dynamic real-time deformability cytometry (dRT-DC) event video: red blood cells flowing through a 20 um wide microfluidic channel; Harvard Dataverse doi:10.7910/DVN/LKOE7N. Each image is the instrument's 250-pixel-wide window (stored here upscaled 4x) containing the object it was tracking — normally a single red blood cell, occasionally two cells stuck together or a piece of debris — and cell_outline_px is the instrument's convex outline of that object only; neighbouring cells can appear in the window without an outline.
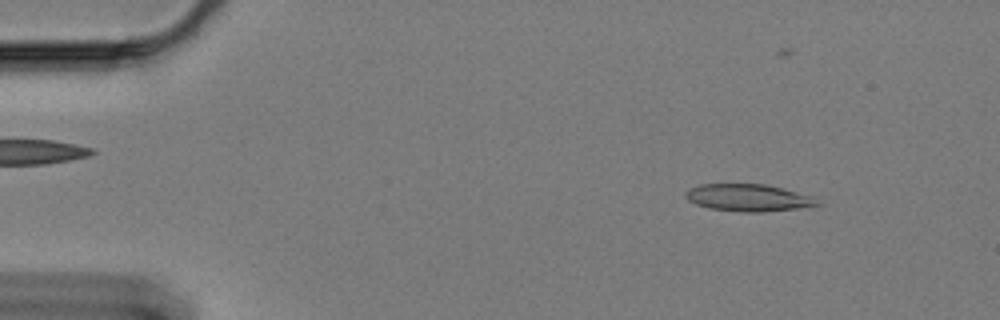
{"species": "Egyptian fruit bat (a non-hibernating species)", "species_latin": "Rousettus aegyptiacus", "temperature_condition": "cold", "stored_images_in_passage": 55, "camera_frame_rate_fps": 3000, "um_per_image_px": 0.085, "animal": {"sex": "female"}, "frame": {"image": 1, "passage_image": 2, "time_ms": 0.333, "image_size_px": [1000, 320], "cell_outline_px": [[820, 204], [796, 208], [760, 212], [740, 212], [708, 208], [696, 204], [688, 200], [684, 196], [688, 188], [700, 184], [764, 184], [816, 196]], "centroid_in_image_um": [63.58, 16.8], "position_along_channel_um": 21.4, "area_um2": 20.87}}
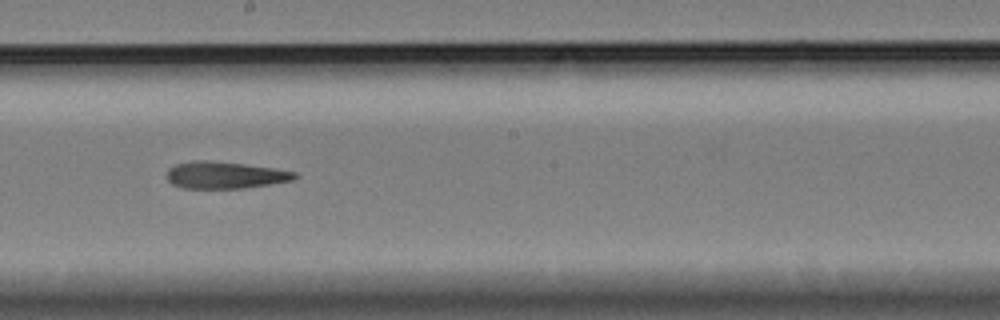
{"frame": {"image": 2, "passage_image": 28, "time_ms": 9.0, "image_size_px": [1000, 320], "cell_outline_px": [[300, 176], [292, 180], [244, 188], [184, 188], [172, 184], [168, 180], [168, 168], [176, 164], [192, 160], [204, 160], [244, 164], [272, 168], [296, 172]], "centroid_in_image_um": [19.11, 14.88], "position_along_channel_um": 229.1, "area_um2": 19.88}}
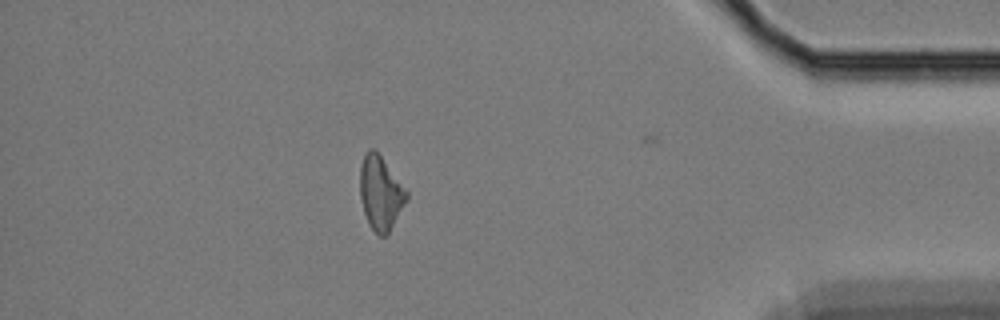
{"frame": {"image": 3, "passage_image": 47, "time_ms": 15.333, "image_size_px": [1000, 320], "cell_outline_px": [[408, 200], [388, 232], [384, 236], [380, 236], [368, 224], [364, 212], [360, 196], [360, 168], [364, 152], [368, 148], [372, 148], [380, 156], [408, 192]], "centroid_in_image_um": [32.33, 16.4], "position_along_channel_um": 402.9, "area_um2": 19.71}}